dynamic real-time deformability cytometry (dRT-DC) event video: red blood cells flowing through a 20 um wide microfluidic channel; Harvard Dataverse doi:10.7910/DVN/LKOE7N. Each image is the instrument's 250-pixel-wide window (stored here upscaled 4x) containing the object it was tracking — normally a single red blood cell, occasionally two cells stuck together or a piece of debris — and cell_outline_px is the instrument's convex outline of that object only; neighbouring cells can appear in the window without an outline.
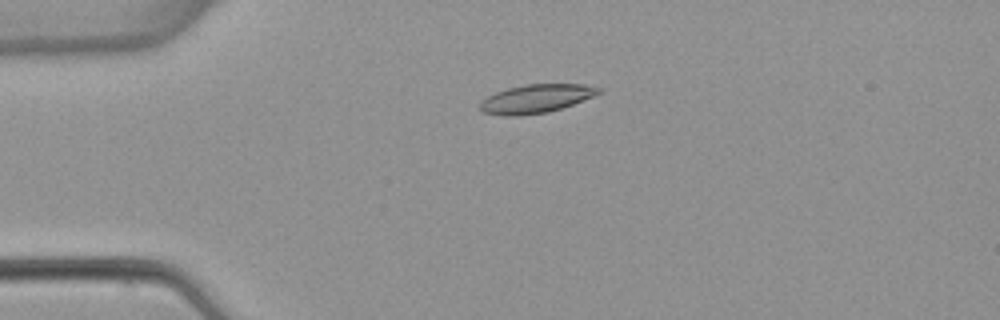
{"species": "common noctule bat (a hibernating species)", "species_latin": "Nyctalus noctula", "temperature_condition": "warm", "stored_images_in_passage": 5, "camera_frame_rate_fps": 3000, "um_per_image_px": 0.085, "animal": {"sex": "female", "body_mass_g": 22.7, "forearm_length_mm": 54.2}, "frame": {"image": 1, "passage_image": 4, "time_ms": 3.667, "image_size_px": [1000, 320], "cell_outline_px": [[604, 88], [600, 92], [592, 96], [572, 104], [548, 112], [520, 116], [504, 116], [484, 112], [480, 108], [480, 100], [496, 92], [508, 88], [524, 84], [584, 84]], "centroid_in_image_um": [45.54, 8.38], "position_along_channel_um": 39.5, "area_um2": 19.65}}